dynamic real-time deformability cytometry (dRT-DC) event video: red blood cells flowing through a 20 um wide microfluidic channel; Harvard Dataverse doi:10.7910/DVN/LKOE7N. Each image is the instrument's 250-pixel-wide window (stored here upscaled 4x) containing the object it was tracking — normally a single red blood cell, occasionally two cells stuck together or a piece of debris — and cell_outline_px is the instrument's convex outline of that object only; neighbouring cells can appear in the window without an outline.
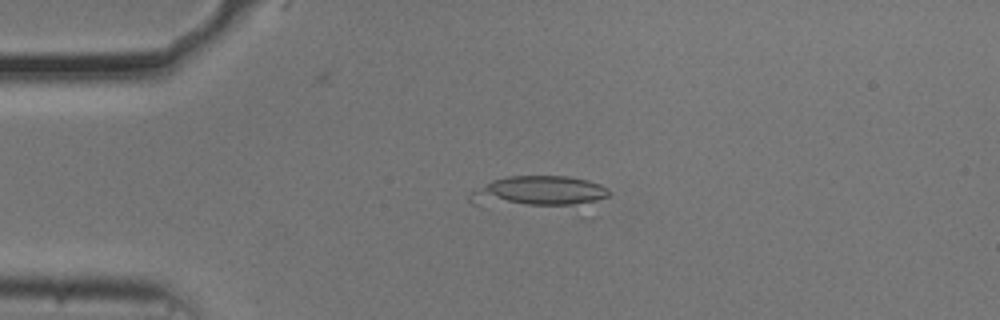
{"species": "common noctule bat (a hibernating species)", "species_latin": "Nyctalus noctula", "temperature_condition": "cold", "stored_images_in_passage": 13, "camera_frame_rate_fps": 3000, "um_per_image_px": 0.085, "animal": {"sex": "male", "body_mass_g": 20.5, "forearm_length_mm": 52.5}, "frame": {"image": 1, "passage_image": 7, "time_ms": 2.0, "image_size_px": [1000, 320], "cell_outline_px": [[608, 196], [596, 216], [588, 220], [584, 220], [480, 208], [468, 204], [468, 196], [472, 192], [492, 180], [508, 176], [568, 176], [588, 180], [600, 184], [608, 188]], "centroid_in_image_um": [46.1, 16.69], "position_along_channel_um": 38.9, "area_um2": 33.87}}